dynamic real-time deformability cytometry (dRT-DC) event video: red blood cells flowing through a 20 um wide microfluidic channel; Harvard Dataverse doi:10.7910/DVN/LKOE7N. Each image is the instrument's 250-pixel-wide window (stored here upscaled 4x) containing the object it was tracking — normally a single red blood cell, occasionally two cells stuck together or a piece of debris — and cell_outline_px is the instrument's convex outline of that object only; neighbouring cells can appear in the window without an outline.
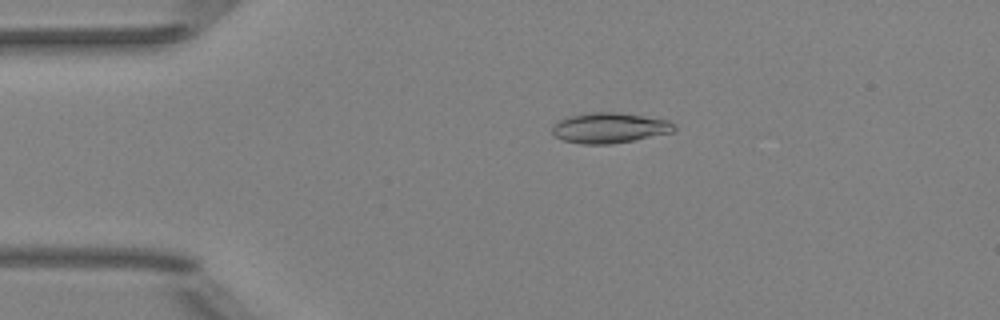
{"species": "Egyptian fruit bat (a non-hibernating species)", "species_latin": "Rousettus aegyptiacus", "temperature_condition": "room temperature", "stored_images_in_passage": 51, "camera_frame_rate_fps": 3000, "um_per_image_px": 0.085, "animal": {"sex": "female"}, "frame": {"image": 1, "passage_image": 11, "time_ms": 3.333, "image_size_px": [1000, 320], "cell_outline_px": [[676, 128], [672, 132], [612, 144], [584, 144], [564, 140], [556, 136], [552, 132], [552, 128], [556, 120], [568, 116], [588, 112], [616, 112], [668, 120], [676, 124]], "centroid_in_image_um": [51.78, 10.86], "position_along_channel_um": 33.2, "area_um2": 21.5}}
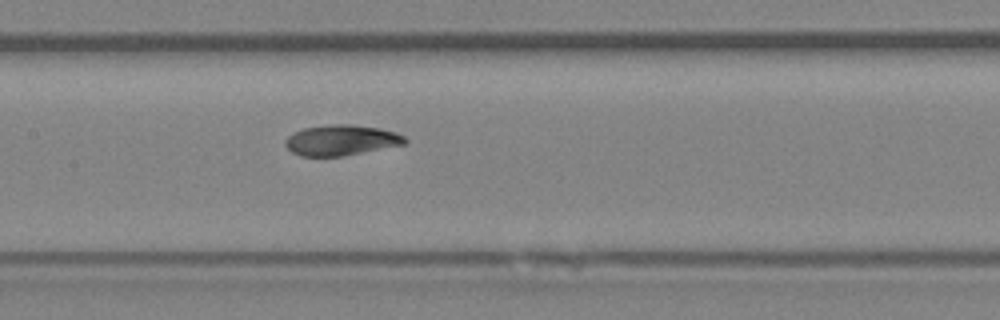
{"frame": {"image": 2, "passage_image": 25, "time_ms": 8.0, "image_size_px": [1000, 320], "cell_outline_px": [[408, 140], [404, 144], [344, 156], [300, 156], [292, 152], [284, 144], [284, 140], [288, 136], [304, 128], [332, 124], [352, 124], [380, 128], [396, 132], [404, 136]], "centroid_in_image_um": [29.01, 11.91], "position_along_channel_um": 178.4, "area_um2": 21.27}}
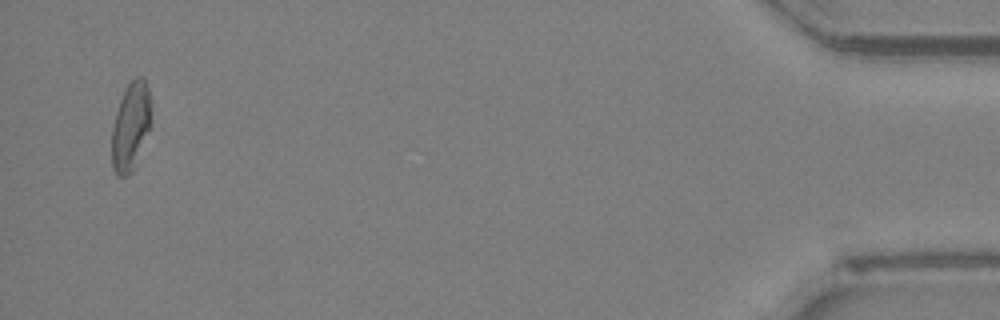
{"frame": {"image": 3, "passage_image": 50, "time_ms": 16.333, "image_size_px": [1000, 320], "cell_outline_px": [[152, 128], [132, 172], [128, 176], [116, 176], [112, 168], [112, 128], [116, 112], [120, 100], [128, 84], [136, 76], [140, 76], [144, 80], [148, 88], [152, 100]], "centroid_in_image_um": [11.16, 10.77], "position_along_channel_um": 424.0, "area_um2": 20.87}, "authors_computed_cell_mechanics": {"area_um2": 21.7328, "velocity_mm_per_s": 3.9887, "shape_relaxation_time_tau1_ms": 4.4252, "shape_relaxation_time_tau2_ms": 5.2164, "deformation_change_tau1": 0.1759, "deformation_change_tau2": 0.0861}}